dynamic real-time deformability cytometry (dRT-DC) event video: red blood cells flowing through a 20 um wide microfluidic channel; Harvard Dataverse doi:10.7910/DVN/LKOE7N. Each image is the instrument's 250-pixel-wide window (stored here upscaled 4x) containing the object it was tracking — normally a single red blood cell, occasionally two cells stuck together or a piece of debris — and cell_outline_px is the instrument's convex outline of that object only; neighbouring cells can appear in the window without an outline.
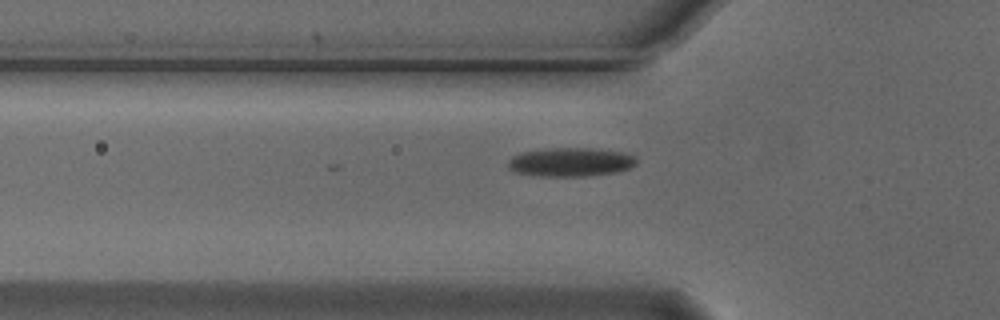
{"species": "Egyptian fruit bat (a non-hibernating species)", "species_latin": "Rousettus aegyptiacus", "temperature_condition": "cold", "stored_images_in_passage": 34, "camera_frame_rate_fps": 3000, "um_per_image_px": 0.085, "animal": {"sex": "male"}, "frame": {"image": 1, "passage_image": 3, "time_ms": 0.667, "image_size_px": [1000, 320], "cell_outline_px": [[636, 164], [628, 168], [616, 172], [588, 176], [540, 176], [512, 172], [508, 168], [508, 160], [512, 156], [520, 152], [548, 148], [592, 148], [620, 152], [636, 156]], "centroid_in_image_um": [48.45, 13.77], "position_along_channel_um": 77.4, "area_um2": 21.68}}
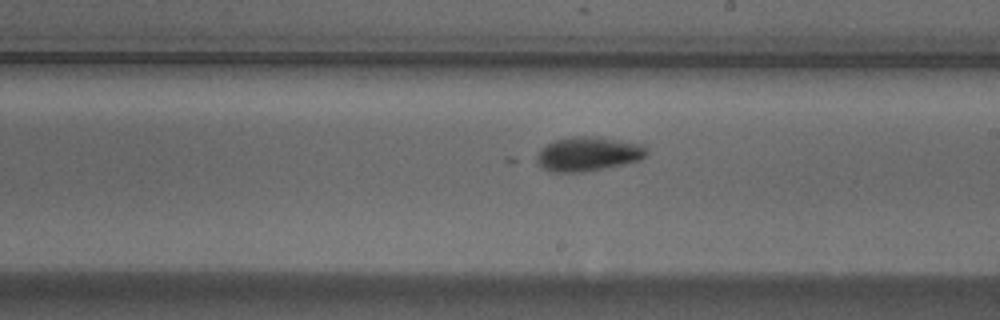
{"frame": {"image": 2, "passage_image": 16, "time_ms": 5.0, "image_size_px": [1000, 320], "cell_outline_px": [[648, 156], [640, 160], [624, 164], [584, 172], [552, 172], [540, 168], [528, 160], [540, 148], [556, 140], [572, 136], [588, 136], [644, 144], [648, 152]], "centroid_in_image_um": [49.87, 13.11], "position_along_channel_um": 239.1, "area_um2": 22.54}}
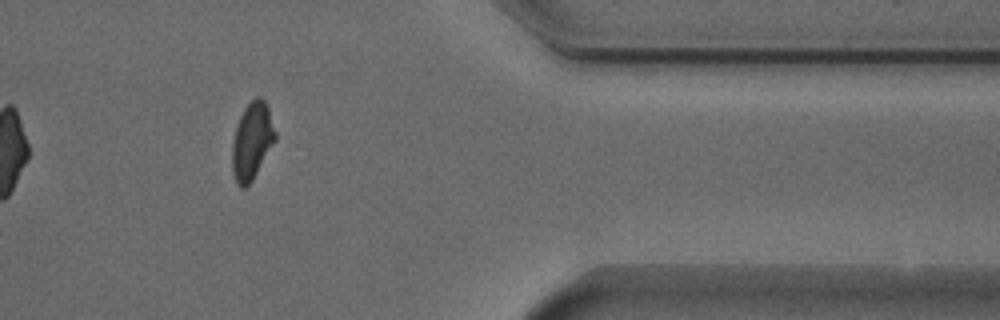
{"frame": {"image": 3, "passage_image": 30, "time_ms": 9.667, "image_size_px": [1000, 320], "cell_outline_px": [[276, 140], [252, 180], [244, 188], [240, 188], [236, 184], [232, 172], [232, 144], [236, 128], [240, 116], [244, 108], [256, 96], [260, 96], [264, 100], [268, 108], [276, 132]], "centroid_in_image_um": [21.42, 12.0], "position_along_channel_um": 390.0, "area_um2": 19.25}}